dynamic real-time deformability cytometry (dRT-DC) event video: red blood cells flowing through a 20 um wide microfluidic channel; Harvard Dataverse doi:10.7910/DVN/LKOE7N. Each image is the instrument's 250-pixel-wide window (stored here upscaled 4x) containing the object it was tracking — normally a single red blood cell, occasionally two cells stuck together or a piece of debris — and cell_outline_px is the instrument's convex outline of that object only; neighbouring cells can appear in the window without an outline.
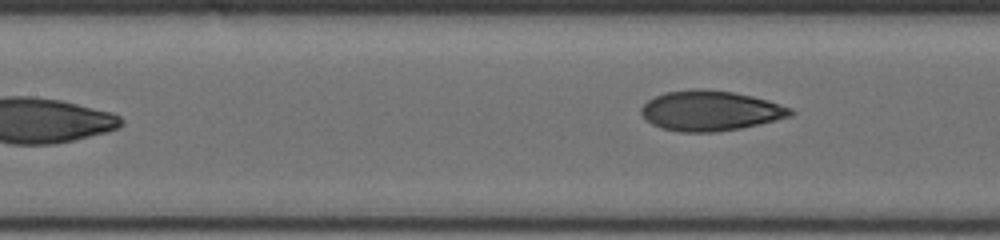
{"species": "human", "species_latin": "Homo sapiens", "temperature_condition": "cold", "stored_images_in_passage": 9, "segment_of_instrument_passage": [2, 2], "camera_frame_rate_fps": 3000, "um_per_image_px": 0.085, "donor": {"sex": "male"}, "frame": {"image": 1, "passage_image": 9, "time_ms": 4.333, "image_size_px": [1000, 240], "cell_outline_px": [[796, 112], [792, 116], [760, 124], [740, 128], [716, 132], [680, 132], [660, 128], [652, 124], [640, 112], [640, 108], [648, 100], [664, 92], [692, 88], [700, 88], [732, 92], [752, 96], [768, 100], [792, 108]], "centroid_in_image_um": [60.39, 9.41], "position_along_channel_um": 147.0, "area_um2": 35.08}}